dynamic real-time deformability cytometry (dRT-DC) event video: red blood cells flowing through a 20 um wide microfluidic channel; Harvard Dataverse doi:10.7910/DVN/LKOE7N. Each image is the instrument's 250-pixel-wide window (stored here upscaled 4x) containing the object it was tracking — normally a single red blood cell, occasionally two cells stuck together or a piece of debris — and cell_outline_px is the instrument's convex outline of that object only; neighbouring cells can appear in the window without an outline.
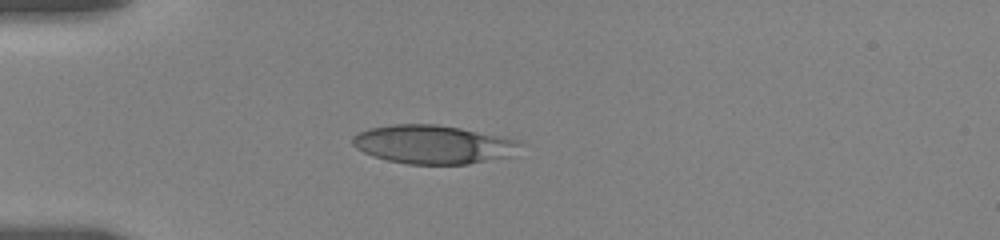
{"species": "human", "species_latin": "Homo sapiens", "temperature_condition": "room temperature", "stored_images_in_passage": 4, "camera_frame_rate_fps": 3000, "um_per_image_px": 0.085, "donor": {"sex": "female"}, "frame": {"image": 1, "passage_image": 1, "time_ms": 0.0, "image_size_px": [1000, 240], "cell_outline_px": [[528, 144], [512, 156], [468, 164], [408, 164], [388, 160], [372, 156], [356, 148], [352, 144], [352, 136], [368, 128], [392, 124], [436, 124], [460, 128], [504, 136], [520, 140]], "centroid_in_image_um": [36.9, 12.27], "position_along_channel_um": 48.1, "area_um2": 38.26}}